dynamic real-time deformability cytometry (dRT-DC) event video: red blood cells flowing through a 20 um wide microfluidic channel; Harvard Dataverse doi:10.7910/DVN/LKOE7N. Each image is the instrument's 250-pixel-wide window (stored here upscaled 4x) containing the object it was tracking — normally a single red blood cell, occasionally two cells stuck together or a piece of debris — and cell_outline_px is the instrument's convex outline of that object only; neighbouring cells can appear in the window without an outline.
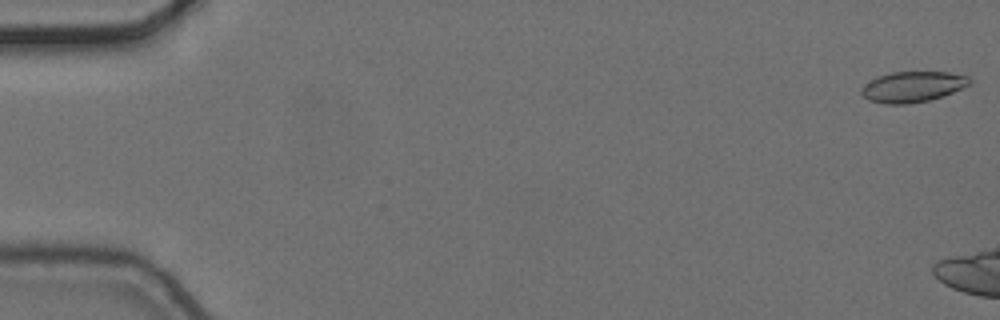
{"species": "common noctule bat (a hibernating species)", "species_latin": "Nyctalus noctula", "temperature_condition": "cold", "stored_images_in_passage": 3, "camera_frame_rate_fps": 3000, "um_per_image_px": 0.085, "animal": {"sex": "female", "body_mass_g": 24.6, "forearm_length_mm": 56.2}, "frame": {"image": 1, "passage_image": 1, "time_ms": 0.0, "image_size_px": [1000, 320], "cell_outline_px": [[972, 84], [952, 92], [928, 100], [908, 104], [884, 104], [868, 100], [860, 92], [860, 88], [876, 76], [892, 72], [948, 72], [968, 76], [972, 80]], "centroid_in_image_um": [77.56, 7.37], "position_along_channel_um": 7.4, "area_um2": 19.36}}